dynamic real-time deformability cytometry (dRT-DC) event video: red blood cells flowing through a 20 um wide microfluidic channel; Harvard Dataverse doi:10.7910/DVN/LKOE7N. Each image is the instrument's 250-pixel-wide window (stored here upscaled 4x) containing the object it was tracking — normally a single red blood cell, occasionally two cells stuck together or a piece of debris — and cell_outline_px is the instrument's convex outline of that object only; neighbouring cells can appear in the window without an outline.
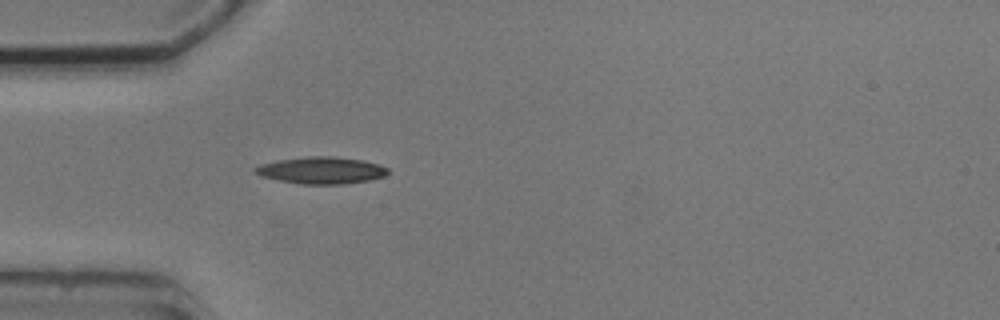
{"species": "common noctule bat (a hibernating species)", "species_latin": "Nyctalus noctula", "temperature_condition": "cold", "stored_images_in_passage": 1, "camera_frame_rate_fps": 3000, "um_per_image_px": 0.085, "animal": {"sex": "male", "body_mass_g": 20.5, "forearm_length_mm": 52.5}, "frame": {"image": 1, "passage_image": 1, "time_ms": 0.0, "image_size_px": [1000, 320], "cell_outline_px": [[388, 172], [384, 176], [368, 180], [344, 184], [300, 184], [260, 176], [252, 172], [252, 168], [260, 164], [280, 160], [308, 156], [336, 156], [364, 160], [388, 168]], "centroid_in_image_um": [27.27, 14.47], "position_along_channel_um": 57.7, "area_um2": 20.81}}